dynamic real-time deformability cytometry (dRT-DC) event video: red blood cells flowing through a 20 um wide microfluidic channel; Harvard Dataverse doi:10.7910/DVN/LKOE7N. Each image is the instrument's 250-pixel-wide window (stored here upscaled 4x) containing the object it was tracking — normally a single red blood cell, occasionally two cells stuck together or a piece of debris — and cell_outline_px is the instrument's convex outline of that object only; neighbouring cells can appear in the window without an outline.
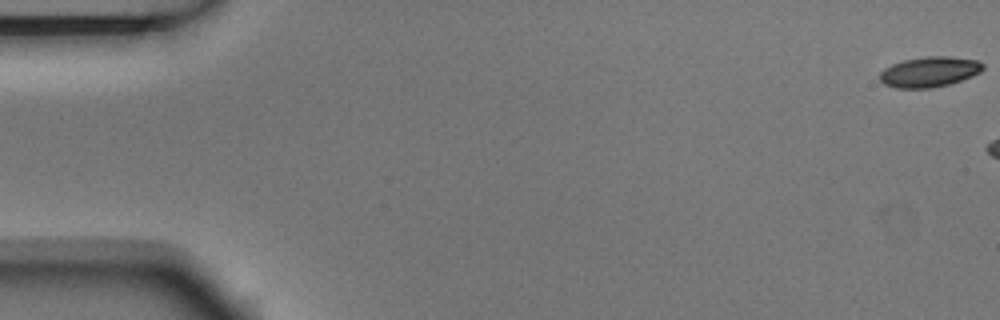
{"species": "Egyptian fruit bat (a non-hibernating species)", "species_latin": "Rousettus aegyptiacus", "temperature_condition": "room temperature", "stored_images_in_passage": 3, "camera_frame_rate_fps": 3000, "um_per_image_px": 0.085, "animal": {"sex": "male"}, "frame": {"image": 1, "passage_image": 1, "time_ms": 0.0, "image_size_px": [1000, 320], "cell_outline_px": [[984, 68], [980, 72], [972, 76], [948, 84], [932, 88], [896, 88], [884, 84], [880, 80], [880, 72], [884, 68], [892, 64], [904, 60], [924, 56], [948, 56], [976, 60], [984, 64]], "centroid_in_image_um": [78.99, 6.1], "position_along_channel_um": 6.0, "area_um2": 18.21}}